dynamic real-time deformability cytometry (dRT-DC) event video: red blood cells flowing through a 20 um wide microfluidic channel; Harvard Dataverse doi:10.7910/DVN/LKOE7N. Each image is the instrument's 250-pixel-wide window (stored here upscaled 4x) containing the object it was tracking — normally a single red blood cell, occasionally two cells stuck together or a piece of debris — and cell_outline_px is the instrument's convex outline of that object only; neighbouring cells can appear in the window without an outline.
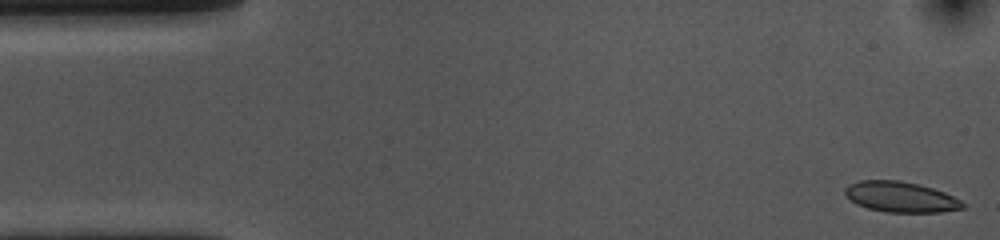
{"species": "common noctule bat (a hibernating species)", "species_latin": "Nyctalus noctula", "temperature_condition": "cold", "stored_images_in_passage": 53, "camera_frame_rate_fps": 3000, "um_per_image_px": 0.085, "animal": {"sex": "female", "body_mass_g": 10.0, "forearm_length_mm": 53.1}, "frame": {"image": 1, "passage_image": 1, "time_ms": 0.0, "image_size_px": [1000, 240], "cell_outline_px": [[964, 208], [940, 212], [884, 212], [868, 208], [856, 204], [844, 192], [844, 188], [848, 184], [860, 180], [900, 180], [920, 184], [944, 192], [960, 200], [964, 204]], "centroid_in_image_um": [76.54, 16.73], "position_along_channel_um": 8.5, "area_um2": 20.92}}
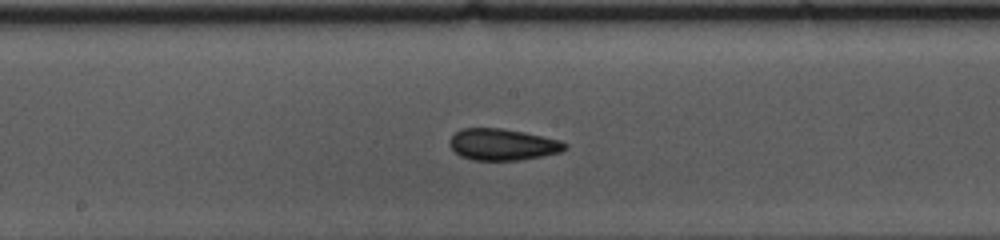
{"frame": {"image": 2, "passage_image": 26, "time_ms": 8.333, "image_size_px": [1000, 240], "cell_outline_px": [[568, 148], [560, 152], [520, 160], [472, 160], [460, 156], [448, 144], [448, 140], [456, 132], [464, 128], [500, 128], [524, 132], [560, 140], [568, 144]], "centroid_in_image_um": [42.72, 12.28], "position_along_channel_um": 205.5, "area_um2": 21.15}}
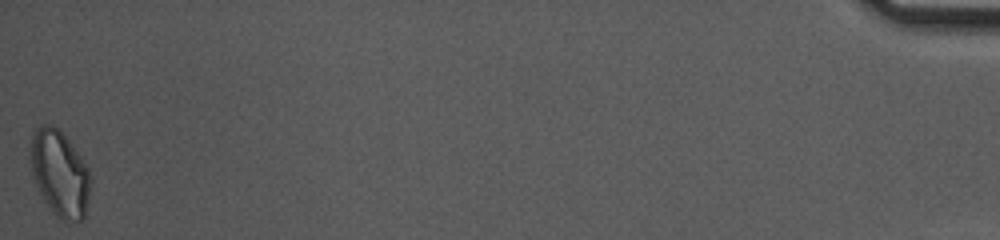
{"frame": {"image": 3, "passage_image": 53, "time_ms": 17.333, "image_size_px": [1000, 240], "cell_outline_px": [[92, 180], [88, 200], [84, 216], [80, 220], [60, 220], [48, 212], [32, 172], [28, 152], [32, 136], [36, 128], [40, 124], [52, 124], [68, 140], [80, 156], [88, 168], [92, 176]], "centroid_in_image_um": [5.06, 14.76], "position_along_channel_um": 430.1, "area_um2": 30.4}, "authors_computed_cell_mechanics": {"area_um2": 21.2126, "velocity_mm_per_s": 3.6518, "shape_relaxation_time_tau1_ms": 8.1026, "shape_relaxation_time_tau2_ms": 3.8329, "deformation_change_tau1": 0.1426, "deformation_change_tau2": 0.0721}}